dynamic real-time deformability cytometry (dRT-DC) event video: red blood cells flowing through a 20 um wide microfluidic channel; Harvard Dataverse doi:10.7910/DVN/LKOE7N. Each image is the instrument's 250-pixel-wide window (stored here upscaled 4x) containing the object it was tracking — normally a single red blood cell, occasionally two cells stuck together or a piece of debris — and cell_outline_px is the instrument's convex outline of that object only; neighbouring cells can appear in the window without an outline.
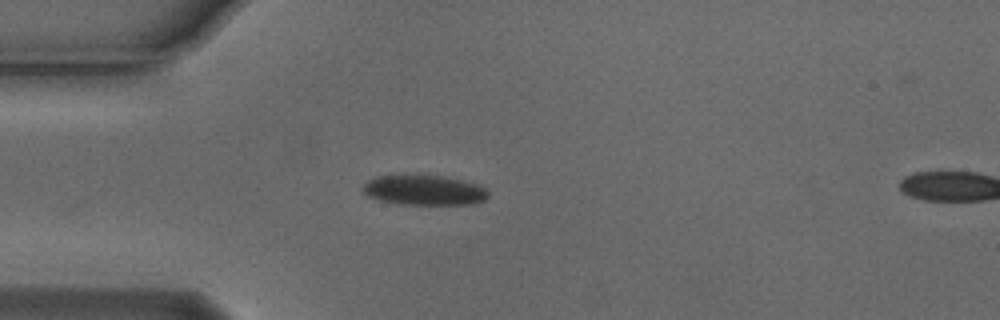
{"species": "Egyptian fruit bat (a non-hibernating species)", "species_latin": "Rousettus aegyptiacus", "temperature_condition": "cold", "stored_images_in_passage": 2, "segment_of_instrument_passage": [1, 2], "camera_frame_rate_fps": 3000, "um_per_image_px": 0.085, "animal": {"sex": "male"}, "frame": {"image": 1, "passage_image": 1, "time_ms": 0.0, "image_size_px": [1000, 320], "cell_outline_px": [[488, 196], [484, 200], [472, 204], [400, 204], [380, 200], [368, 196], [360, 188], [368, 180], [376, 176], [444, 176], [476, 184], [484, 188], [488, 192]], "centroid_in_image_um": [36.03, 16.17], "position_along_channel_um": 49.0, "area_um2": 21.56}}